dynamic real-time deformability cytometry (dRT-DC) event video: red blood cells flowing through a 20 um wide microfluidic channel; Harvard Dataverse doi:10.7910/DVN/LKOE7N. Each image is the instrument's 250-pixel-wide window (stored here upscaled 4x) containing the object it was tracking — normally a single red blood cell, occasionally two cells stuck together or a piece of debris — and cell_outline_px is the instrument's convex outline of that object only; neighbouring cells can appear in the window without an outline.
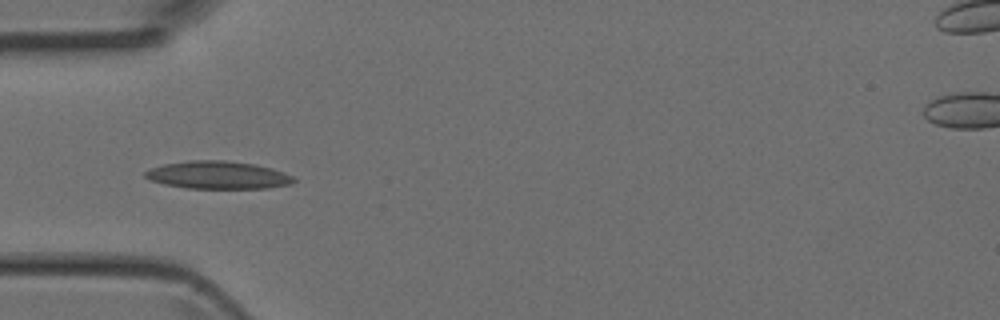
{"species": "Egyptian fruit bat (a non-hibernating species)", "species_latin": "Rousettus aegyptiacus", "temperature_condition": "room temperature", "stored_images_in_passage": 4, "camera_frame_rate_fps": 3000, "um_per_image_px": 0.085, "animal": {"sex": "female"}, "frame": {"image": 1, "passage_image": 4, "time_ms": 1.0, "image_size_px": [1000, 320], "cell_outline_px": [[296, 180], [292, 184], [268, 188], [188, 188], [164, 184], [148, 180], [144, 176], [144, 172], [148, 168], [164, 164], [188, 160], [224, 160], [256, 164], [272, 168], [284, 172], [292, 176]], "centroid_in_image_um": [18.5, 14.87], "position_along_channel_um": 66.5, "area_um2": 24.22}}